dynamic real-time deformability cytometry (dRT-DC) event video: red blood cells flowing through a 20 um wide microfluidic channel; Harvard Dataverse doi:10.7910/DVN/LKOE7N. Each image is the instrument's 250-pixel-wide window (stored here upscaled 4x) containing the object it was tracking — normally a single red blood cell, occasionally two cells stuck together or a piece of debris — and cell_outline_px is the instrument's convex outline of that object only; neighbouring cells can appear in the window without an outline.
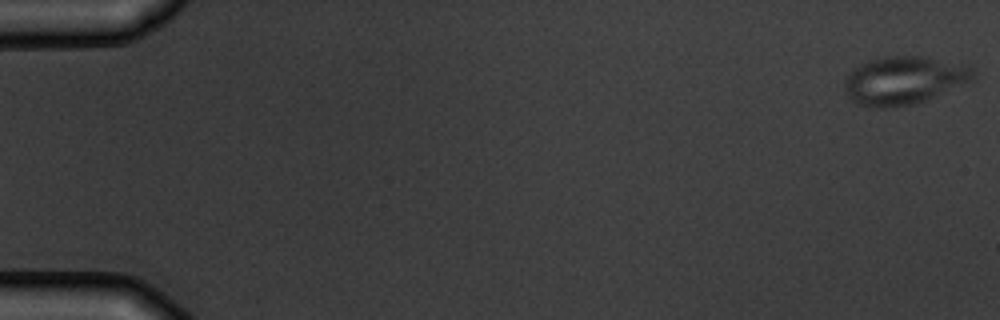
{"species": "common noctule bat (a hibernating species)", "species_latin": "Nyctalus noctula", "temperature_condition": "warm", "stored_images_in_passage": 5, "camera_frame_rate_fps": 3000, "um_per_image_px": 0.085, "animal": {"sex": "male", "body_mass_g": 19.5, "forearm_length_mm": 54.6}, "frame": {"image": 1, "passage_image": 1, "time_ms": 0.0, "image_size_px": [1000, 320], "cell_outline_px": [[976, 76], [972, 80], [916, 104], [884, 108], [868, 108], [856, 104], [848, 96], [844, 88], [844, 80], [848, 72], [852, 68], [868, 60], [884, 56], [920, 56], [964, 64], [972, 68], [976, 72]], "centroid_in_image_um": [76.77, 6.83], "position_along_channel_um": 8.2, "area_um2": 36.3}}